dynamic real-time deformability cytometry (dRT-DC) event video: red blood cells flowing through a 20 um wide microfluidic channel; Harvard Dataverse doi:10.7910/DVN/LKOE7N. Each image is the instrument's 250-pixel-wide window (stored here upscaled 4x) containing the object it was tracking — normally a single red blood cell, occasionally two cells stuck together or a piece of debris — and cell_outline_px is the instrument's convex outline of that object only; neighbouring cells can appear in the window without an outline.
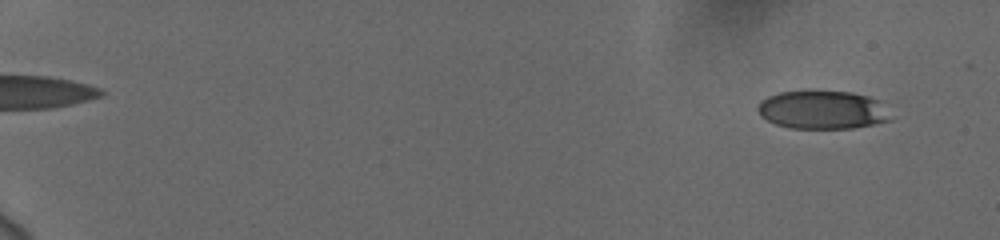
{"species": "human", "species_latin": "Homo sapiens", "temperature_condition": "cold", "stored_images_in_passage": 57, "camera_frame_rate_fps": 3000, "um_per_image_px": 0.085, "donor": {"sex": "female"}, "frame": {"image": 1, "passage_image": 4, "time_ms": 1.0, "image_size_px": [1000, 240], "cell_outline_px": [[892, 120], [852, 128], [792, 128], [776, 124], [760, 116], [756, 108], [760, 100], [768, 96], [780, 92], [852, 92], [868, 96], [880, 100]], "centroid_in_image_um": [69.89, 9.34], "position_along_channel_um": 15.1, "area_um2": 29.42}}
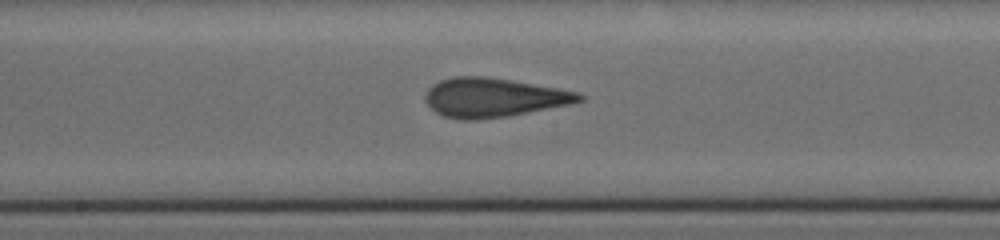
{"frame": {"image": 2, "passage_image": 34, "time_ms": 11.0, "image_size_px": [1000, 240], "cell_outline_px": [[584, 100], [568, 104], [508, 116], [476, 120], [460, 120], [444, 116], [436, 112], [424, 100], [424, 96], [428, 88], [432, 84], [440, 80], [456, 76], [484, 76], [512, 80], [580, 92], [584, 96]], "centroid_in_image_um": [41.92, 8.29], "position_along_channel_um": 206.3, "area_um2": 35.03}}
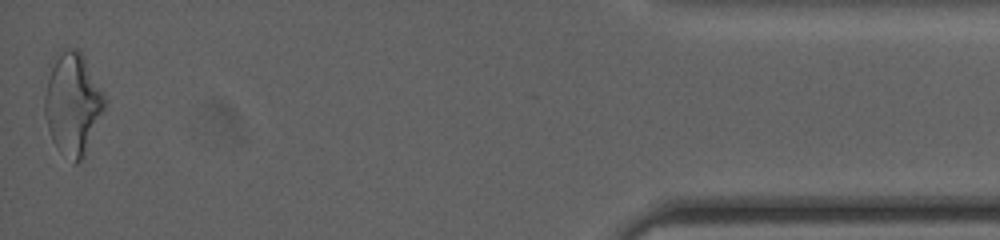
{"frame": {"image": 3, "passage_image": 57, "time_ms": 18.667, "image_size_px": [1000, 240], "cell_outline_px": [[108, 100], [80, 160], [76, 164], [52, 140], [48, 128], [44, 112], [44, 96], [48, 80], [52, 68], [56, 60], [68, 48], [76, 48], [84, 56]], "centroid_in_image_um": [6.2, 8.78], "position_along_channel_um": 429.0, "area_um2": 34.16}, "authors_computed_cell_mechanics": {"area_um2": 33.524, "velocity_mm_per_s": 3.7758, "shape_relaxation_time_tau1_ms": 6.4224, "shape_relaxation_time_tau2_ms": 1.2372, "deformation_change_tau1": 0.1645, "deformation_change_tau2": 0.098}}